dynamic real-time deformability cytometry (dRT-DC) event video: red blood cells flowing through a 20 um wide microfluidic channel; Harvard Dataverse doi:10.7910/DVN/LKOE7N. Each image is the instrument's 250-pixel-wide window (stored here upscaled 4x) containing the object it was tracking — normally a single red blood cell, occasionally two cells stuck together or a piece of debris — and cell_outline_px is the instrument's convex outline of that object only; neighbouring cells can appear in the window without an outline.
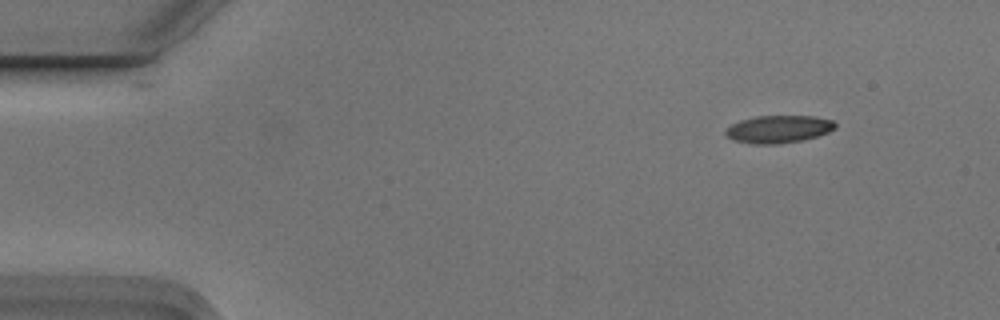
{"species": "Egyptian fruit bat (a non-hibernating species)", "species_latin": "Rousettus aegyptiacus", "temperature_condition": "cold", "stored_images_in_passage": 6, "camera_frame_rate_fps": 3000, "um_per_image_px": 0.085, "animal": {"sex": "male"}, "frame": {"image": 1, "passage_image": 1, "time_ms": 0.0, "image_size_px": [1000, 320], "cell_outline_px": [[836, 128], [828, 132], [804, 140], [776, 144], [752, 144], [732, 140], [724, 132], [732, 124], [740, 120], [756, 116], [812, 116], [832, 120], [836, 124]], "centroid_in_image_um": [66.17, 10.98], "position_along_channel_um": 18.8, "area_um2": 17.57}}
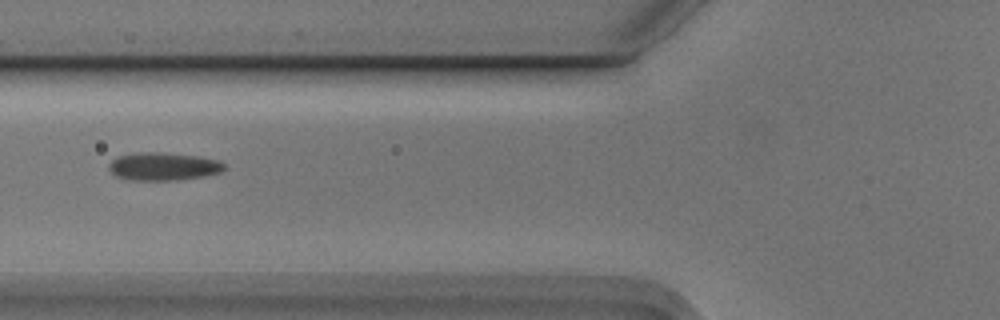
{"frame": {"image": 2, "passage_image": 5, "time_ms": 1.333, "image_size_px": [1000, 320], "cell_outline_px": [[228, 164], [220, 172], [204, 176], [180, 180], [128, 180], [116, 176], [108, 168], [108, 164], [112, 160], [120, 156], [140, 152], [160, 152], [196, 156], [220, 160]], "centroid_in_image_um": [13.91, 14.15], "position_along_channel_um": 111.9, "area_um2": 18.84}}
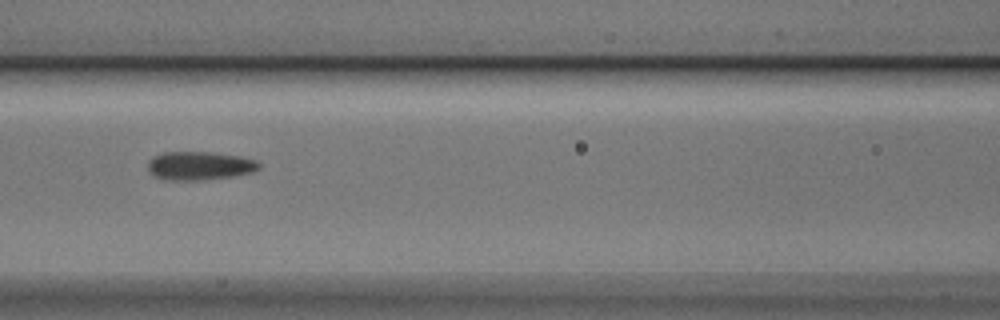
{"frame": {"image": 3, "passage_image": 6, "time_ms": 1.667, "image_size_px": [1000, 320], "cell_outline_px": [[260, 168], [252, 172], [236, 176], [200, 180], [164, 180], [152, 176], [148, 168], [148, 160], [152, 156], [164, 152], [212, 152], [240, 156], [256, 160], [260, 164]], "centroid_in_image_um": [16.94, 14.09], "position_along_channel_um": 149.7, "area_um2": 18.73}}